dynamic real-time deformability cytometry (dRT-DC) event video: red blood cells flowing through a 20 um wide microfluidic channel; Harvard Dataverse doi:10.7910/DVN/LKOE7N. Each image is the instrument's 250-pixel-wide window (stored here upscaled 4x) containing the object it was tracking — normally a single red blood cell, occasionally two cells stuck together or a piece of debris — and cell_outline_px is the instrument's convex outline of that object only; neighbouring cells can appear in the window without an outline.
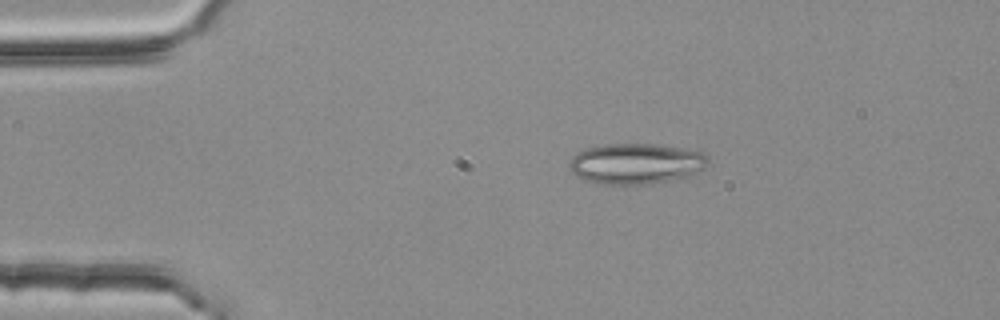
{"species": "common noctule bat (a hibernating species)", "species_latin": "Nyctalus noctula", "temperature_condition": "room temperature", "stored_images_in_passage": 7, "camera_frame_rate_fps": 3000, "um_per_image_px": 0.085, "animal": {"sex": "female", "body_mass_g": 25.1}, "frame": {"image": 1, "passage_image": 2, "time_ms": 0.333, "image_size_px": [1000, 320], "cell_outline_px": [[708, 164], [700, 172], [692, 176], [672, 180], [644, 184], [596, 184], [584, 180], [576, 176], [568, 168], [568, 164], [572, 156], [576, 152], [584, 148], [604, 144], [656, 144], [696, 148], [704, 152], [708, 156]], "centroid_in_image_um": [54.1, 13.89], "position_along_channel_um": 30.9, "area_um2": 33.87}}
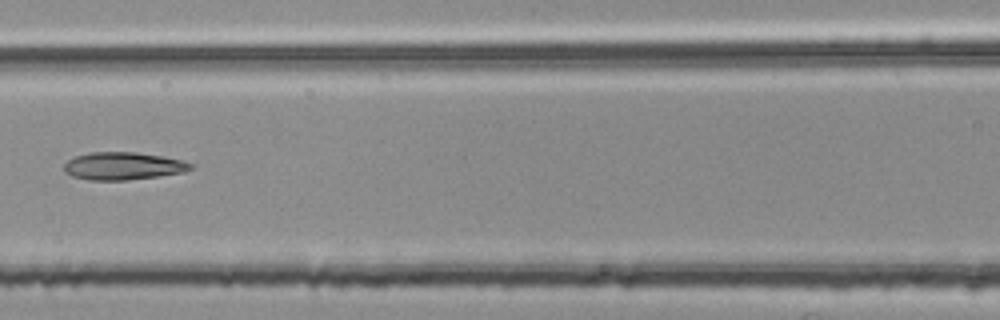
{"frame": {"image": 2, "passage_image": 6, "time_ms": 1.667, "image_size_px": [1000, 320], "cell_outline_px": [[192, 168], [184, 172], [156, 176], [124, 180], [88, 180], [72, 176], [64, 172], [64, 164], [68, 160], [76, 156], [88, 152], [136, 152], [160, 156], [180, 160], [192, 164]], "centroid_in_image_um": [10.4, 14.11], "position_along_channel_um": 156.2, "area_um2": 20.17}}
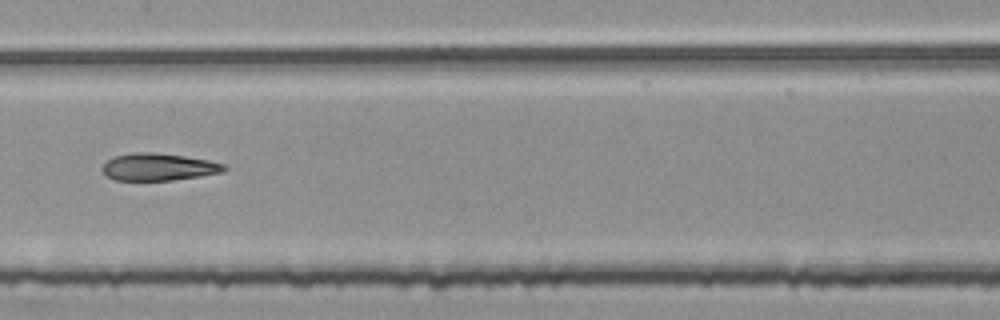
{"frame": {"image": 3, "passage_image": 7, "time_ms": 2.0, "image_size_px": [1000, 320], "cell_outline_px": [[228, 168], [224, 172], [200, 176], [172, 180], [116, 180], [104, 176], [100, 168], [108, 160], [116, 156], [132, 152], [148, 152], [184, 156], [208, 160], [224, 164]], "centroid_in_image_um": [13.45, 14.2], "position_along_channel_um": 193.9, "area_um2": 19.36}}